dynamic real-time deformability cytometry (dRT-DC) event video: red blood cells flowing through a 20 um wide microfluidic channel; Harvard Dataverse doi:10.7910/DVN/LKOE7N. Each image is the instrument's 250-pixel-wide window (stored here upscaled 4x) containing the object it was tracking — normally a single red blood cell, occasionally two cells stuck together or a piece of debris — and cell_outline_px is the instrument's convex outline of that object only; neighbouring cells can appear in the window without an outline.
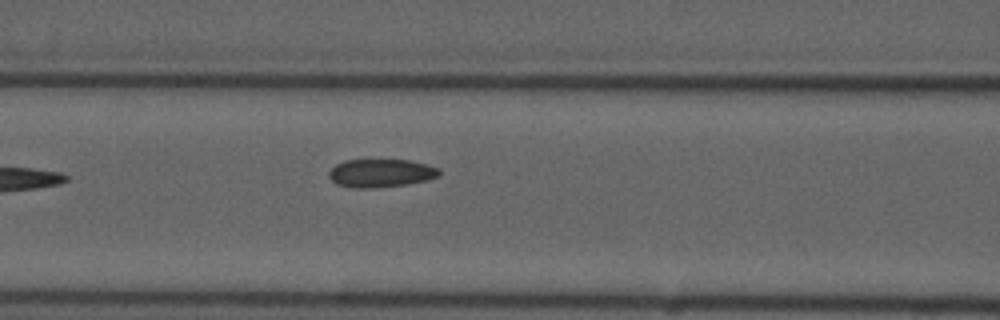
{"species": "common noctule bat (a hibernating species)", "species_latin": "Nyctalus noctula", "temperature_condition": "cold", "stored_images_in_passage": 8, "camera_frame_rate_fps": 3000, "um_per_image_px": 0.085, "animal": {"sex": "male", "forearm_length_mm": 52.5}, "frame": {"image": 1, "passage_image": 8, "time_ms": 8.333, "image_size_px": [1000, 320], "cell_outline_px": [[440, 176], [428, 180], [408, 184], [372, 188], [352, 188], [336, 184], [328, 176], [328, 172], [336, 164], [344, 160], [408, 160], [428, 164], [440, 168]], "centroid_in_image_um": [32.39, 14.72], "position_along_channel_um": 134.2, "area_um2": 18.32}}